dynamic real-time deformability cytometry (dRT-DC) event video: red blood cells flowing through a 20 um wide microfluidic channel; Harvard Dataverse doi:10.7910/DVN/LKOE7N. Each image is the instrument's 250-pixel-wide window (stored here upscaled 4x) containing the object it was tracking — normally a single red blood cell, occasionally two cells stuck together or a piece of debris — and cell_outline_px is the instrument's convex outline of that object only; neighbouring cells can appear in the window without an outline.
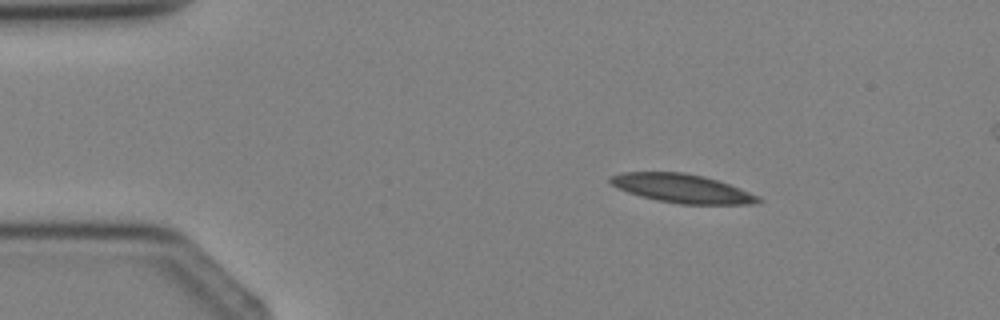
{"species": "Egyptian fruit bat (a non-hibernating species)", "species_latin": "Rousettus aegyptiacus", "temperature_condition": "cold", "stored_images_in_passage": 3, "camera_frame_rate_fps": 3000, "um_per_image_px": 0.085, "animal": {"sex": "female"}, "frame": {"image": 1, "passage_image": 1, "time_ms": 0.0, "image_size_px": [1000, 320], "cell_outline_px": [[764, 200], [760, 204], [680, 204], [656, 200], [640, 196], [616, 188], [608, 180], [608, 176], [620, 172], [684, 172], [704, 176], [740, 188], [760, 196]], "centroid_in_image_um": [57.98, 16.02], "position_along_channel_um": 27.0, "area_um2": 25.03}}